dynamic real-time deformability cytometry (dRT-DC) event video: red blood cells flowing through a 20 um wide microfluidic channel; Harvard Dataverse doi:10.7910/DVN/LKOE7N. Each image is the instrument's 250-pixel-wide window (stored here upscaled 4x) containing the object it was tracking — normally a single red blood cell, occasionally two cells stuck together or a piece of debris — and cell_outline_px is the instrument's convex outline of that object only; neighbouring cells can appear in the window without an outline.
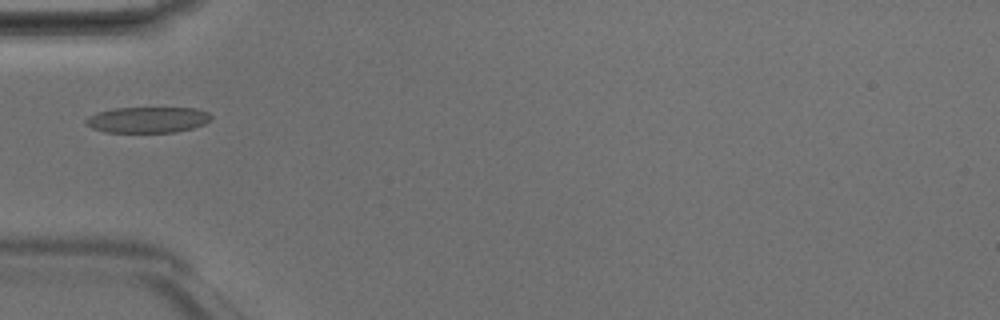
{"species": "Egyptian fruit bat (a non-hibernating species)", "species_latin": "Rousettus aegyptiacus", "temperature_condition": "room temperature", "stored_images_in_passage": 33, "camera_frame_rate_fps": 3000, "um_per_image_px": 0.085, "animal": {"sex": "male"}, "frame": {"image": 1, "passage_image": 1, "time_ms": 0.0, "image_size_px": [1000, 320], "cell_outline_px": [[212, 120], [204, 124], [192, 128], [172, 132], [104, 132], [92, 128], [84, 124], [84, 120], [88, 116], [96, 112], [112, 108], [196, 108], [208, 112], [212, 116]], "centroid_in_image_um": [12.52, 10.17], "position_along_channel_um": 72.5, "area_um2": 19.07}}
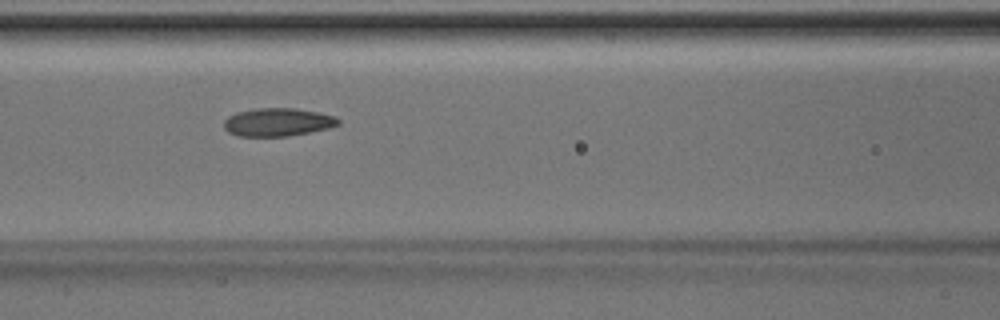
{"frame": {"image": 2, "passage_image": 6, "time_ms": 1.667, "image_size_px": [1000, 320], "cell_outline_px": [[340, 124], [328, 128], [288, 136], [236, 136], [228, 132], [224, 128], [224, 120], [228, 116], [236, 112], [256, 108], [296, 108], [336, 116], [340, 120]], "centroid_in_image_um": [23.58, 10.38], "position_along_channel_um": 143.0, "area_um2": 18.79}, "authors_computed_cell_mechanics": {"area_um2": 18.3226, "velocity_mm_per_s": 4.1803, "shape_relaxation_time_tau1_ms": 9.8997, "shape_relaxation_time_tau2_ms": 2.0165, "deformation_change_tau1": 0.1847, "deformation_change_tau2": 0.0713}}